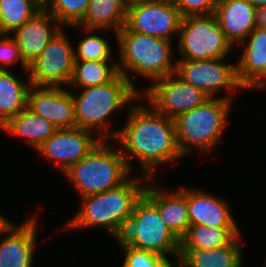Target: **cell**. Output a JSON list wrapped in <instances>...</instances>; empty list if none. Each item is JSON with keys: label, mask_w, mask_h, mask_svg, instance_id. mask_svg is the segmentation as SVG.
Listing matches in <instances>:
<instances>
[{"label": "cell", "mask_w": 266, "mask_h": 267, "mask_svg": "<svg viewBox=\"0 0 266 267\" xmlns=\"http://www.w3.org/2000/svg\"><path fill=\"white\" fill-rule=\"evenodd\" d=\"M238 235L239 227L190 225L180 239V249H214L229 244Z\"/></svg>", "instance_id": "obj_25"}, {"label": "cell", "mask_w": 266, "mask_h": 267, "mask_svg": "<svg viewBox=\"0 0 266 267\" xmlns=\"http://www.w3.org/2000/svg\"><path fill=\"white\" fill-rule=\"evenodd\" d=\"M254 8L266 6V0H247Z\"/></svg>", "instance_id": "obj_34"}, {"label": "cell", "mask_w": 266, "mask_h": 267, "mask_svg": "<svg viewBox=\"0 0 266 267\" xmlns=\"http://www.w3.org/2000/svg\"><path fill=\"white\" fill-rule=\"evenodd\" d=\"M182 16L173 0H154L128 5L125 26L134 32L172 41L179 34Z\"/></svg>", "instance_id": "obj_11"}, {"label": "cell", "mask_w": 266, "mask_h": 267, "mask_svg": "<svg viewBox=\"0 0 266 267\" xmlns=\"http://www.w3.org/2000/svg\"><path fill=\"white\" fill-rule=\"evenodd\" d=\"M232 100L230 93L229 96L209 98L174 119L176 142L183 157L193 148L210 152L221 141Z\"/></svg>", "instance_id": "obj_6"}, {"label": "cell", "mask_w": 266, "mask_h": 267, "mask_svg": "<svg viewBox=\"0 0 266 267\" xmlns=\"http://www.w3.org/2000/svg\"><path fill=\"white\" fill-rule=\"evenodd\" d=\"M0 129L13 136L24 138L35 150L56 131L49 121L34 114L28 108L11 117Z\"/></svg>", "instance_id": "obj_23"}, {"label": "cell", "mask_w": 266, "mask_h": 267, "mask_svg": "<svg viewBox=\"0 0 266 267\" xmlns=\"http://www.w3.org/2000/svg\"><path fill=\"white\" fill-rule=\"evenodd\" d=\"M37 217H29L23 224L10 221L2 228L7 234L0 241V267H32L37 232Z\"/></svg>", "instance_id": "obj_15"}, {"label": "cell", "mask_w": 266, "mask_h": 267, "mask_svg": "<svg viewBox=\"0 0 266 267\" xmlns=\"http://www.w3.org/2000/svg\"><path fill=\"white\" fill-rule=\"evenodd\" d=\"M19 61L22 69L28 73L29 66L24 62L15 40L8 34L0 36V70L8 71V67Z\"/></svg>", "instance_id": "obj_31"}, {"label": "cell", "mask_w": 266, "mask_h": 267, "mask_svg": "<svg viewBox=\"0 0 266 267\" xmlns=\"http://www.w3.org/2000/svg\"><path fill=\"white\" fill-rule=\"evenodd\" d=\"M83 32L90 33L79 41L77 51H74L75 61H109L111 60V47L106 38L92 34L95 30L82 28Z\"/></svg>", "instance_id": "obj_29"}, {"label": "cell", "mask_w": 266, "mask_h": 267, "mask_svg": "<svg viewBox=\"0 0 266 267\" xmlns=\"http://www.w3.org/2000/svg\"><path fill=\"white\" fill-rule=\"evenodd\" d=\"M187 209L190 225L238 227L228 205L221 198L202 190H187Z\"/></svg>", "instance_id": "obj_20"}, {"label": "cell", "mask_w": 266, "mask_h": 267, "mask_svg": "<svg viewBox=\"0 0 266 267\" xmlns=\"http://www.w3.org/2000/svg\"><path fill=\"white\" fill-rule=\"evenodd\" d=\"M226 58L209 60H176V74L184 81L202 90L209 98H215L218 89L228 91L244 89L237 77L235 64H227Z\"/></svg>", "instance_id": "obj_12"}, {"label": "cell", "mask_w": 266, "mask_h": 267, "mask_svg": "<svg viewBox=\"0 0 266 267\" xmlns=\"http://www.w3.org/2000/svg\"><path fill=\"white\" fill-rule=\"evenodd\" d=\"M109 61H75L69 86L88 88L111 81L119 72L116 63Z\"/></svg>", "instance_id": "obj_26"}, {"label": "cell", "mask_w": 266, "mask_h": 267, "mask_svg": "<svg viewBox=\"0 0 266 267\" xmlns=\"http://www.w3.org/2000/svg\"><path fill=\"white\" fill-rule=\"evenodd\" d=\"M90 0H48L44 8L53 15L60 25H78L84 18Z\"/></svg>", "instance_id": "obj_28"}, {"label": "cell", "mask_w": 266, "mask_h": 267, "mask_svg": "<svg viewBox=\"0 0 266 267\" xmlns=\"http://www.w3.org/2000/svg\"><path fill=\"white\" fill-rule=\"evenodd\" d=\"M255 28L266 29V6L255 8Z\"/></svg>", "instance_id": "obj_33"}, {"label": "cell", "mask_w": 266, "mask_h": 267, "mask_svg": "<svg viewBox=\"0 0 266 267\" xmlns=\"http://www.w3.org/2000/svg\"><path fill=\"white\" fill-rule=\"evenodd\" d=\"M138 177L127 179L122 185L81 199V209L66 223L65 229L99 226L112 236L119 223L131 216L136 202L144 194L146 185Z\"/></svg>", "instance_id": "obj_4"}, {"label": "cell", "mask_w": 266, "mask_h": 267, "mask_svg": "<svg viewBox=\"0 0 266 267\" xmlns=\"http://www.w3.org/2000/svg\"><path fill=\"white\" fill-rule=\"evenodd\" d=\"M118 40L119 59L118 72L126 77L130 84L141 94L128 72L136 76L149 78L155 82L176 72V62L173 63L172 41L153 37L122 27L115 36ZM129 70V71H128Z\"/></svg>", "instance_id": "obj_3"}, {"label": "cell", "mask_w": 266, "mask_h": 267, "mask_svg": "<svg viewBox=\"0 0 266 267\" xmlns=\"http://www.w3.org/2000/svg\"><path fill=\"white\" fill-rule=\"evenodd\" d=\"M127 4H134V3H138V2H146V1H154V0H126Z\"/></svg>", "instance_id": "obj_36"}, {"label": "cell", "mask_w": 266, "mask_h": 267, "mask_svg": "<svg viewBox=\"0 0 266 267\" xmlns=\"http://www.w3.org/2000/svg\"><path fill=\"white\" fill-rule=\"evenodd\" d=\"M127 10L126 0H90L83 20L78 25L70 27L100 30V32L104 29H114L117 34L125 26Z\"/></svg>", "instance_id": "obj_22"}, {"label": "cell", "mask_w": 266, "mask_h": 267, "mask_svg": "<svg viewBox=\"0 0 266 267\" xmlns=\"http://www.w3.org/2000/svg\"><path fill=\"white\" fill-rule=\"evenodd\" d=\"M147 98L151 107L167 118L189 112L209 99L202 90L184 81L176 73L163 77L140 94Z\"/></svg>", "instance_id": "obj_9"}, {"label": "cell", "mask_w": 266, "mask_h": 267, "mask_svg": "<svg viewBox=\"0 0 266 267\" xmlns=\"http://www.w3.org/2000/svg\"><path fill=\"white\" fill-rule=\"evenodd\" d=\"M178 35L181 59L177 60L226 58L234 48L226 39L214 13L182 17Z\"/></svg>", "instance_id": "obj_8"}, {"label": "cell", "mask_w": 266, "mask_h": 267, "mask_svg": "<svg viewBox=\"0 0 266 267\" xmlns=\"http://www.w3.org/2000/svg\"><path fill=\"white\" fill-rule=\"evenodd\" d=\"M106 141L101 140L87 156L64 172L80 198L115 188L130 178L131 170L121 150L111 149L113 146Z\"/></svg>", "instance_id": "obj_7"}, {"label": "cell", "mask_w": 266, "mask_h": 267, "mask_svg": "<svg viewBox=\"0 0 266 267\" xmlns=\"http://www.w3.org/2000/svg\"><path fill=\"white\" fill-rule=\"evenodd\" d=\"M31 86L29 78L25 83L11 71L0 70V127L27 108Z\"/></svg>", "instance_id": "obj_24"}, {"label": "cell", "mask_w": 266, "mask_h": 267, "mask_svg": "<svg viewBox=\"0 0 266 267\" xmlns=\"http://www.w3.org/2000/svg\"><path fill=\"white\" fill-rule=\"evenodd\" d=\"M8 222H9V220H7L6 217H3L0 214V234L2 233V228H4L7 225Z\"/></svg>", "instance_id": "obj_35"}, {"label": "cell", "mask_w": 266, "mask_h": 267, "mask_svg": "<svg viewBox=\"0 0 266 267\" xmlns=\"http://www.w3.org/2000/svg\"><path fill=\"white\" fill-rule=\"evenodd\" d=\"M43 8L37 0H0V31L11 34Z\"/></svg>", "instance_id": "obj_27"}, {"label": "cell", "mask_w": 266, "mask_h": 267, "mask_svg": "<svg viewBox=\"0 0 266 267\" xmlns=\"http://www.w3.org/2000/svg\"><path fill=\"white\" fill-rule=\"evenodd\" d=\"M64 34L61 29L29 65L28 76L33 86H69L75 64V48Z\"/></svg>", "instance_id": "obj_10"}, {"label": "cell", "mask_w": 266, "mask_h": 267, "mask_svg": "<svg viewBox=\"0 0 266 267\" xmlns=\"http://www.w3.org/2000/svg\"><path fill=\"white\" fill-rule=\"evenodd\" d=\"M129 111L128 120L118 128L115 139L122 146L120 150L130 170L132 158L139 161L146 182L155 178L157 166L183 156L176 142L174 119L137 104L130 105Z\"/></svg>", "instance_id": "obj_1"}, {"label": "cell", "mask_w": 266, "mask_h": 267, "mask_svg": "<svg viewBox=\"0 0 266 267\" xmlns=\"http://www.w3.org/2000/svg\"><path fill=\"white\" fill-rule=\"evenodd\" d=\"M58 26L60 24L57 19L43 7L12 32L14 35L12 38L17 43L21 56L28 66L39 57L47 44L61 30Z\"/></svg>", "instance_id": "obj_16"}, {"label": "cell", "mask_w": 266, "mask_h": 267, "mask_svg": "<svg viewBox=\"0 0 266 267\" xmlns=\"http://www.w3.org/2000/svg\"><path fill=\"white\" fill-rule=\"evenodd\" d=\"M214 14L233 47L255 29V8L247 0H218Z\"/></svg>", "instance_id": "obj_19"}, {"label": "cell", "mask_w": 266, "mask_h": 267, "mask_svg": "<svg viewBox=\"0 0 266 267\" xmlns=\"http://www.w3.org/2000/svg\"><path fill=\"white\" fill-rule=\"evenodd\" d=\"M27 108L49 121L56 129L75 127L72 92L62 87L31 86Z\"/></svg>", "instance_id": "obj_14"}, {"label": "cell", "mask_w": 266, "mask_h": 267, "mask_svg": "<svg viewBox=\"0 0 266 267\" xmlns=\"http://www.w3.org/2000/svg\"><path fill=\"white\" fill-rule=\"evenodd\" d=\"M155 181L154 179L147 181L150 185L146 184L143 195L158 209L164 223L180 240L190 226L186 189L166 193L152 185Z\"/></svg>", "instance_id": "obj_17"}, {"label": "cell", "mask_w": 266, "mask_h": 267, "mask_svg": "<svg viewBox=\"0 0 266 267\" xmlns=\"http://www.w3.org/2000/svg\"><path fill=\"white\" fill-rule=\"evenodd\" d=\"M218 0H173L182 17L215 12Z\"/></svg>", "instance_id": "obj_32"}, {"label": "cell", "mask_w": 266, "mask_h": 267, "mask_svg": "<svg viewBox=\"0 0 266 267\" xmlns=\"http://www.w3.org/2000/svg\"><path fill=\"white\" fill-rule=\"evenodd\" d=\"M94 132L80 127L56 129L36 150L48 160L56 161L61 172L87 156L101 139Z\"/></svg>", "instance_id": "obj_13"}, {"label": "cell", "mask_w": 266, "mask_h": 267, "mask_svg": "<svg viewBox=\"0 0 266 267\" xmlns=\"http://www.w3.org/2000/svg\"><path fill=\"white\" fill-rule=\"evenodd\" d=\"M240 237L214 249H180L177 263L179 267H243Z\"/></svg>", "instance_id": "obj_21"}, {"label": "cell", "mask_w": 266, "mask_h": 267, "mask_svg": "<svg viewBox=\"0 0 266 267\" xmlns=\"http://www.w3.org/2000/svg\"><path fill=\"white\" fill-rule=\"evenodd\" d=\"M121 250L124 251L122 267H174V264L167 256L158 255L131 246H124Z\"/></svg>", "instance_id": "obj_30"}, {"label": "cell", "mask_w": 266, "mask_h": 267, "mask_svg": "<svg viewBox=\"0 0 266 267\" xmlns=\"http://www.w3.org/2000/svg\"><path fill=\"white\" fill-rule=\"evenodd\" d=\"M38 2H40L43 6L44 4L48 1V0H37Z\"/></svg>", "instance_id": "obj_37"}, {"label": "cell", "mask_w": 266, "mask_h": 267, "mask_svg": "<svg viewBox=\"0 0 266 267\" xmlns=\"http://www.w3.org/2000/svg\"><path fill=\"white\" fill-rule=\"evenodd\" d=\"M240 44L245 47L236 64L238 80L244 89L262 88L266 84V29L255 28Z\"/></svg>", "instance_id": "obj_18"}, {"label": "cell", "mask_w": 266, "mask_h": 267, "mask_svg": "<svg viewBox=\"0 0 266 267\" xmlns=\"http://www.w3.org/2000/svg\"><path fill=\"white\" fill-rule=\"evenodd\" d=\"M81 90L78 96L72 93L75 126L92 132L94 130L101 140L112 138L115 140L119 132L117 129L112 131L110 125H107L110 124V121H107L108 117L123 106L133 104L135 101L139 104L141 99L140 93L121 73L105 84Z\"/></svg>", "instance_id": "obj_2"}, {"label": "cell", "mask_w": 266, "mask_h": 267, "mask_svg": "<svg viewBox=\"0 0 266 267\" xmlns=\"http://www.w3.org/2000/svg\"><path fill=\"white\" fill-rule=\"evenodd\" d=\"M112 236L121 248L131 246L162 256L172 253L178 261L180 240L144 195L136 202L131 216L119 223Z\"/></svg>", "instance_id": "obj_5"}]
</instances>
